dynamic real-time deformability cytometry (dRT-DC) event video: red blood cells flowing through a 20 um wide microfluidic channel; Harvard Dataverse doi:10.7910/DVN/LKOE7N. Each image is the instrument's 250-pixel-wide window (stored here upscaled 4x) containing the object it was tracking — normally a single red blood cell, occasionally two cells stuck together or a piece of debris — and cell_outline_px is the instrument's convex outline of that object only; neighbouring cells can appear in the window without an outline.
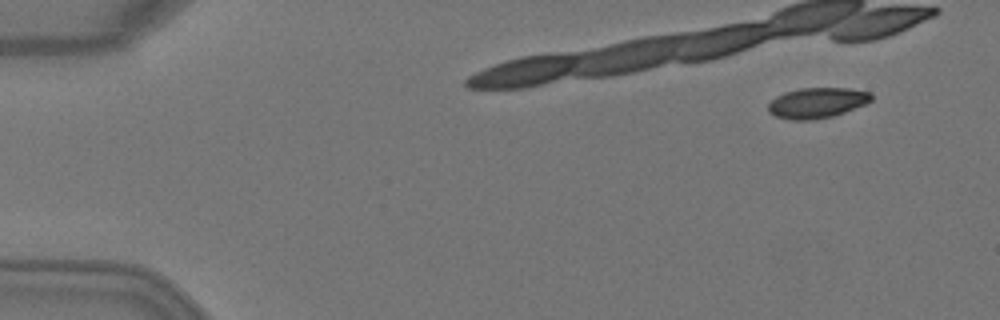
{"species": "Egyptian fruit bat (a non-hibernating species)", "species_latin": "Rousettus aegyptiacus", "temperature_condition": "warm", "stored_images_in_passage": 6, "camera_frame_rate_fps": 3000, "um_per_image_px": 0.085, "animal": {"sex": "female"}, "frame": {"image": 1, "passage_image": 2, "time_ms": 0.333, "image_size_px": [1000, 320], "cell_outline_px": [[872, 100], [864, 104], [844, 112], [832, 116], [812, 120], [792, 120], [776, 116], [768, 112], [768, 104], [776, 96], [784, 92], [800, 88], [848, 88], [872, 92]], "centroid_in_image_um": [69.43, 8.73], "position_along_channel_um": 15.6, "area_um2": 18.26}}